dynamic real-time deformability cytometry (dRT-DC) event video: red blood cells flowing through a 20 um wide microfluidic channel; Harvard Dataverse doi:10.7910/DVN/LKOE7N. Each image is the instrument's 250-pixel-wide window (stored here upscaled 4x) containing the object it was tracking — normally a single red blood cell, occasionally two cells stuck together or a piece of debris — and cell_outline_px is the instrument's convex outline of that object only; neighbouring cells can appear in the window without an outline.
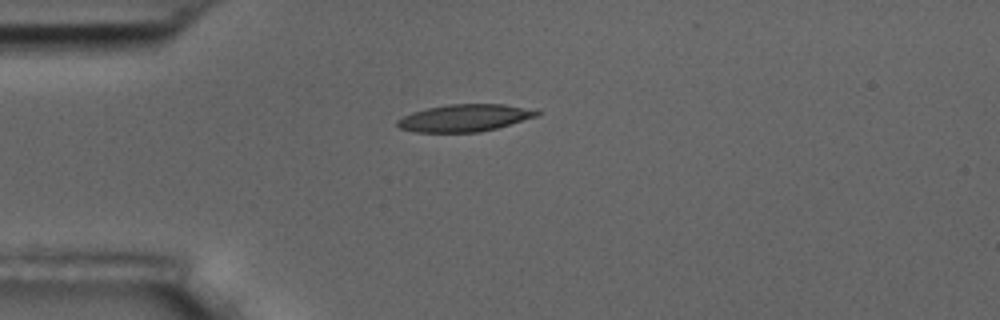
{"species": "common noctule bat (a hibernating species)", "species_latin": "Nyctalus noctula", "temperature_condition": "room temperature", "stored_images_in_passage": 11, "camera_frame_rate_fps": 3000, "um_per_image_px": 0.085, "animal": {"sex": "male", "body_mass_g": 17.5, "forearm_length_mm": 52.3}, "frame": {"image": 1, "passage_image": 4, "time_ms": 4.333, "image_size_px": [1000, 320], "cell_outline_px": [[540, 112], [536, 116], [496, 128], [480, 132], [416, 132], [400, 128], [396, 124], [396, 120], [412, 112], [428, 108], [448, 104], [504, 104], [540, 108]], "centroid_in_image_um": [39.54, 10.01], "position_along_channel_um": 45.5, "area_um2": 22.2}}
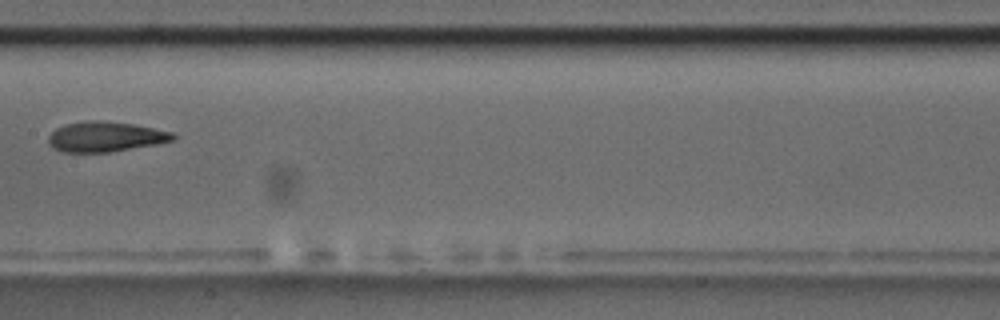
{"frame": {"image": 2, "passage_image": 8, "time_ms": 9.0, "image_size_px": [1000, 320], "cell_outline_px": [[176, 140], [156, 144], [108, 152], [60, 152], [52, 148], [48, 144], [48, 136], [56, 128], [64, 124], [88, 120], [96, 120], [132, 124], [176, 132]], "centroid_in_image_um": [8.95, 11.62], "position_along_channel_um": 198.4, "area_um2": 22.02}}
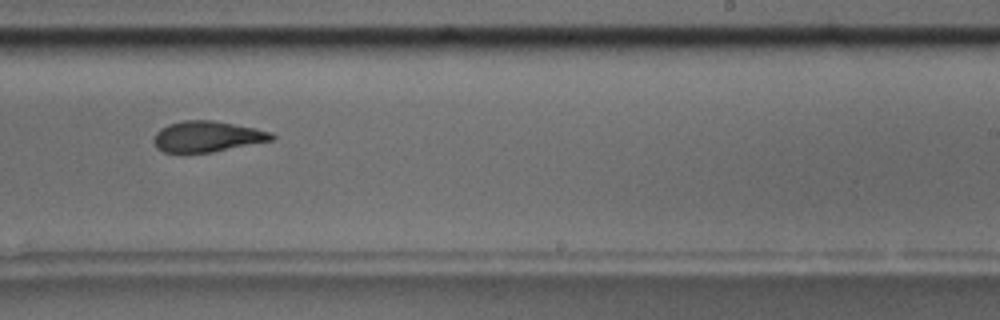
{"frame": {"image": 3, "passage_image": 10, "time_ms": 11.0, "image_size_px": [1000, 320], "cell_outline_px": [[276, 136], [272, 140], [212, 152], [184, 156], [164, 152], [156, 148], [152, 140], [156, 132], [160, 128], [168, 124], [184, 120], [212, 120], [256, 128], [272, 132]], "centroid_in_image_um": [17.54, 11.64], "position_along_channel_um": 271.5, "area_um2": 21.85}}